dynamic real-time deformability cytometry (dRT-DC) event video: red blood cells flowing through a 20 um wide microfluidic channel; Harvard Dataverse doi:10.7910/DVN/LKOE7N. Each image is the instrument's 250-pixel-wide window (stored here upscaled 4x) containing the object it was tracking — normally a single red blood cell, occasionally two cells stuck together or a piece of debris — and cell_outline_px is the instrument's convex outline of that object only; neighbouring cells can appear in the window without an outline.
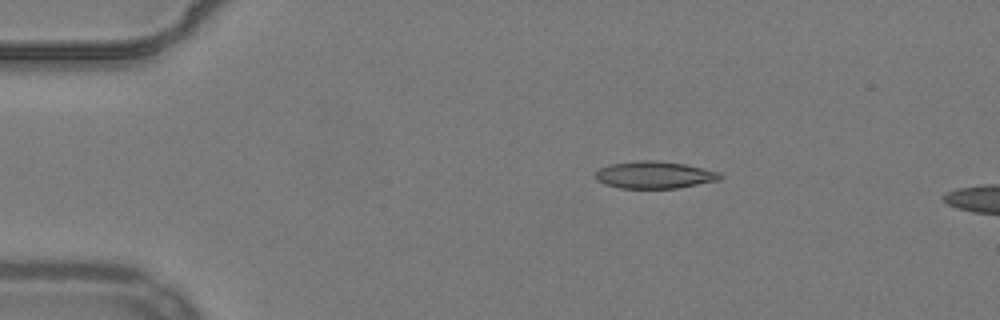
{"species": "common noctule bat (a hibernating species)", "species_latin": "Nyctalus noctula", "temperature_condition": "warm", "stored_images_in_passage": 44, "camera_frame_rate_fps": 3000, "um_per_image_px": 0.085, "animal": {"sex": "male", "body_mass_g": 19.2, "forearm_length_mm": 51.8}, "frame": {"image": 1, "passage_image": 1, "time_ms": 0.0, "image_size_px": [1000, 320], "cell_outline_px": [[724, 176], [720, 180], [676, 188], [620, 188], [604, 184], [596, 180], [596, 172], [600, 168], [608, 164], [640, 160], [656, 160], [684, 164], [720, 172]], "centroid_in_image_um": [55.62, 14.86], "position_along_channel_um": 29.4, "area_um2": 19.77}}
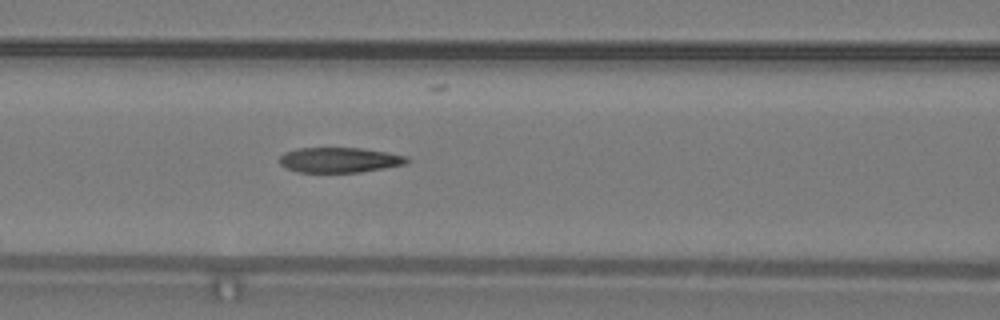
{"frame": {"image": 2, "passage_image": 14, "time_ms": 4.333, "image_size_px": [1000, 320], "cell_outline_px": [[412, 160], [404, 164], [384, 168], [360, 172], [296, 172], [280, 164], [280, 156], [284, 152], [296, 148], [360, 148], [388, 152], [408, 156]], "centroid_in_image_um": [28.88, 13.59], "position_along_channel_um": 137.7, "area_um2": 18.73}}
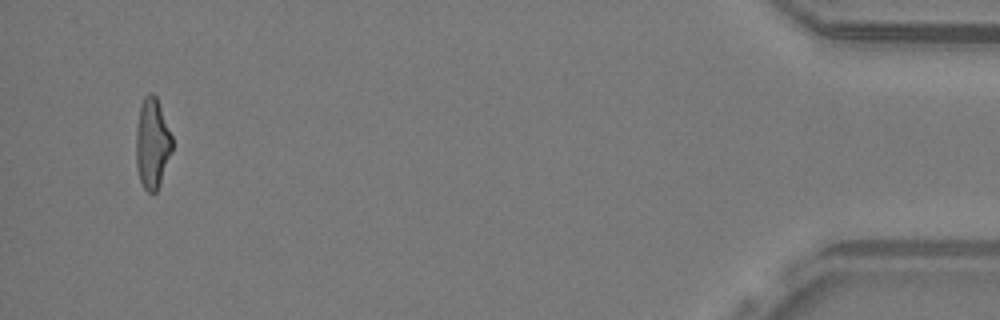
{"frame": {"image": 3, "passage_image": 42, "time_ms": 13.667, "image_size_px": [1000, 320], "cell_outline_px": [[172, 152], [160, 184], [156, 192], [152, 196], [144, 188], [140, 180], [136, 164], [136, 128], [140, 104], [144, 96], [148, 92], [152, 92], [156, 96], [172, 136]], "centroid_in_image_um": [12.94, 12.2], "position_along_channel_um": 422.3, "area_um2": 19.25}, "authors_computed_cell_mechanics": {"area_um2": 19.4786, "velocity_mm_per_s": 3.9224, "shape_relaxation_time_tau1_ms": 11.2934, "shape_relaxation_time_tau2_ms": 2.6808, "deformation_change_tau1": 0.2928, "deformation_change_tau2": 0.1335}}